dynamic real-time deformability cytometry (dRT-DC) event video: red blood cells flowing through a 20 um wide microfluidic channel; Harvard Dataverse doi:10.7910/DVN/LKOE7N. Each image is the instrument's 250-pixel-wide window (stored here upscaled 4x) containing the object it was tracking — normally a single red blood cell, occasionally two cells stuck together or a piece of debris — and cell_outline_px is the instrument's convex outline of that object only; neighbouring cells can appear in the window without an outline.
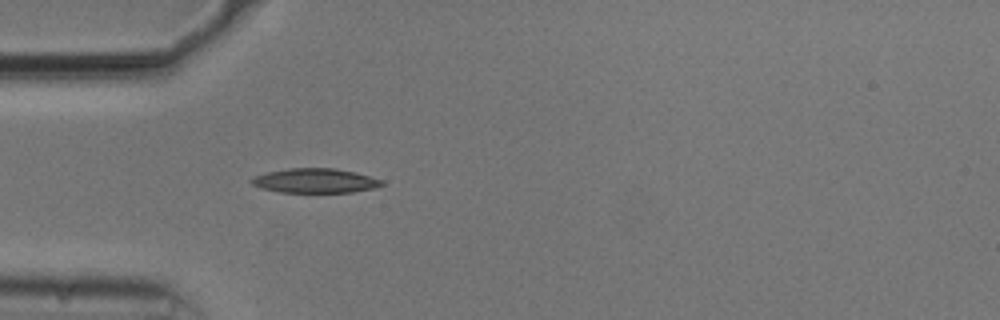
{"species": "common noctule bat (a hibernating species)", "species_latin": "Nyctalus noctula", "temperature_condition": "cold", "stored_images_in_passage": 43, "camera_frame_rate_fps": 3000, "um_per_image_px": 0.085, "animal": {"sex": "male", "body_mass_g": 20.5, "forearm_length_mm": 52.5}, "frame": {"image": 1, "passage_image": 5, "time_ms": 1.333, "image_size_px": [1000, 320], "cell_outline_px": [[384, 184], [376, 188], [352, 192], [280, 192], [260, 188], [252, 184], [248, 180], [256, 176], [268, 172], [288, 168], [336, 168], [356, 172], [384, 180]], "centroid_in_image_um": [26.82, 15.36], "position_along_channel_um": 58.2, "area_um2": 18.67}}
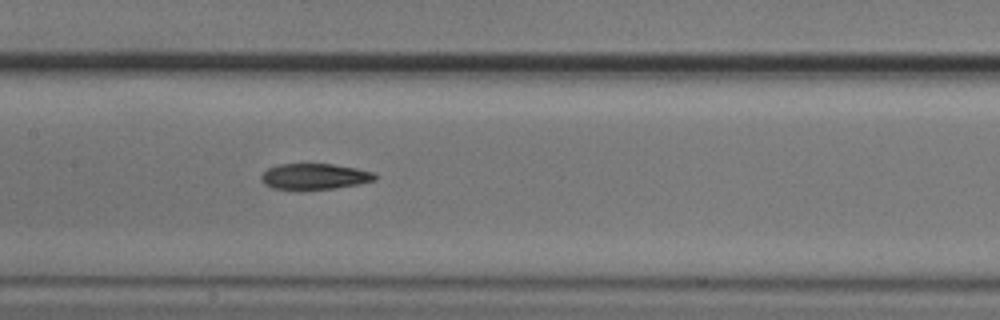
{"frame": {"image": 2, "passage_image": 15, "time_ms": 4.667, "image_size_px": [1000, 320], "cell_outline_px": [[380, 176], [376, 180], [360, 184], [332, 188], [272, 188], [264, 184], [260, 176], [268, 168], [280, 164], [332, 164], [356, 168], [376, 172]], "centroid_in_image_um": [26.82, 14.98], "position_along_channel_um": 180.6, "area_um2": 16.94}}
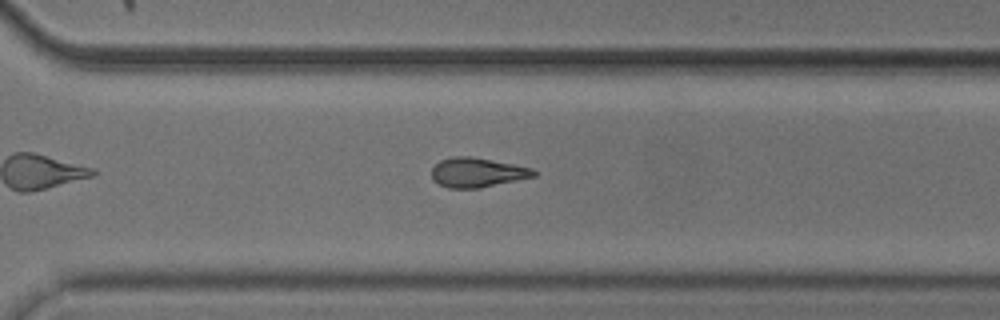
{"frame": {"image": 3, "passage_image": 27, "time_ms": 8.667, "image_size_px": [1000, 320], "cell_outline_px": [[536, 176], [480, 188], [448, 188], [432, 180], [432, 168], [440, 160], [452, 156], [472, 156], [532, 168], [536, 172]], "centroid_in_image_um": [40.54, 14.66], "position_along_channel_um": 330.1, "area_um2": 17.51}, "authors_computed_cell_mechanics": {"area_um2": 17.629, "velocity_mm_per_s": 3.7445, "shape_relaxation_time_tau1_ms": null, "shape_relaxation_time_tau2_ms": 4.944, "deformation_change_tau1": null, "deformation_change_tau2": 0.1394}}